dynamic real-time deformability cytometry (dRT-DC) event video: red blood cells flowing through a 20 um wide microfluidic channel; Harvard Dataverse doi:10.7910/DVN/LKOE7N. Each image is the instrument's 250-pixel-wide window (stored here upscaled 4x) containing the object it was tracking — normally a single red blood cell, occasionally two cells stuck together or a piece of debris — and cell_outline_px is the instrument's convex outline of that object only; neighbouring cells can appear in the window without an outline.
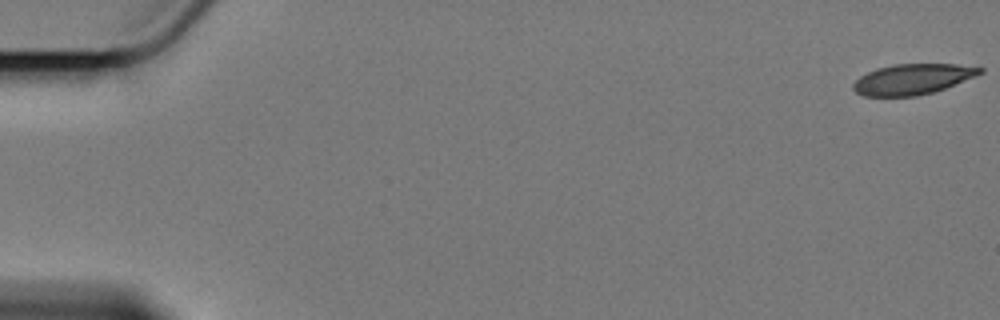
{"species": "Egyptian fruit bat (a non-hibernating species)", "species_latin": "Rousettus aegyptiacus", "temperature_condition": "cold", "stored_images_in_passage": 17, "camera_frame_rate_fps": 3000, "um_per_image_px": 0.085, "animal": {"sex": "female"}, "frame": {"image": 1, "passage_image": 1, "time_ms": 0.0, "image_size_px": [1000, 320], "cell_outline_px": [[984, 72], [944, 88], [932, 92], [916, 96], [864, 96], [856, 92], [852, 88], [852, 84], [860, 76], [876, 68], [896, 64], [956, 64], [984, 68]], "centroid_in_image_um": [77.53, 6.72], "position_along_channel_um": 7.5, "area_um2": 22.31}}
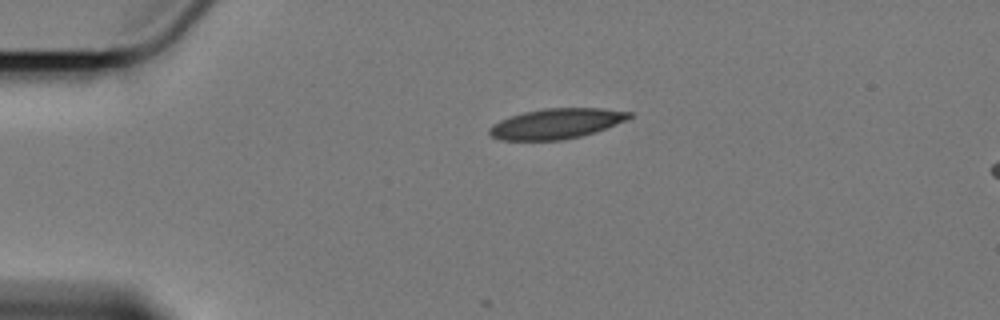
{"frame": {"image": 2, "passage_image": 14, "time_ms": 4.333, "image_size_px": [1000, 320], "cell_outline_px": [[632, 116], [624, 120], [604, 128], [580, 136], [560, 140], [504, 140], [492, 136], [488, 132], [488, 128], [492, 124], [500, 120], [524, 112], [544, 108], [604, 108], [632, 112]], "centroid_in_image_um": [47.25, 10.5], "position_along_channel_um": 37.8, "area_um2": 24.28}}